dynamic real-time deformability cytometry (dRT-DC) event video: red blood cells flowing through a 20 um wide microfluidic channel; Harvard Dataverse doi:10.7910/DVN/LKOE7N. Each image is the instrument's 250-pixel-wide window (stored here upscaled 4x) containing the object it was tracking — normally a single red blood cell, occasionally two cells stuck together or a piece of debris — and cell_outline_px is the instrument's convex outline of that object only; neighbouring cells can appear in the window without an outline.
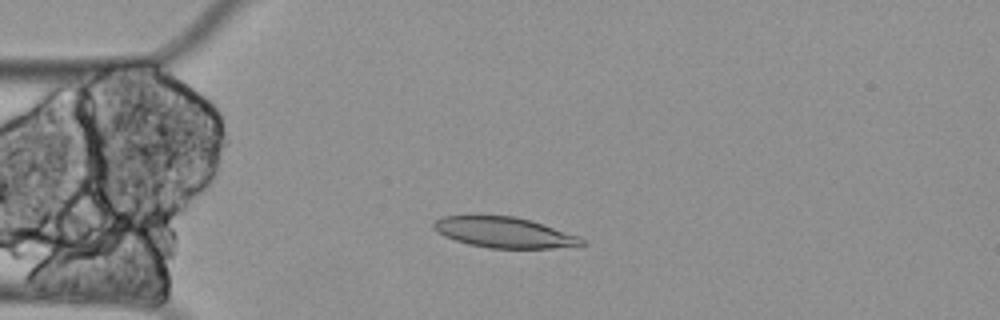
{"species": "Egyptian fruit bat (a non-hibernating species)", "species_latin": "Rousettus aegyptiacus", "temperature_condition": "cold", "stored_images_in_passage": 59, "camera_frame_rate_fps": 3000, "um_per_image_px": 0.085, "animal": {"sex": "female"}, "frame": {"image": 1, "passage_image": 13, "time_ms": 4.0, "image_size_px": [1000, 320], "cell_outline_px": [[588, 244], [552, 248], [488, 248], [468, 244], [444, 236], [436, 232], [432, 228], [432, 224], [436, 220], [444, 216], [512, 216], [532, 220], [580, 236]], "centroid_in_image_um": [42.87, 19.76], "position_along_channel_um": 42.1, "area_um2": 26.41}}
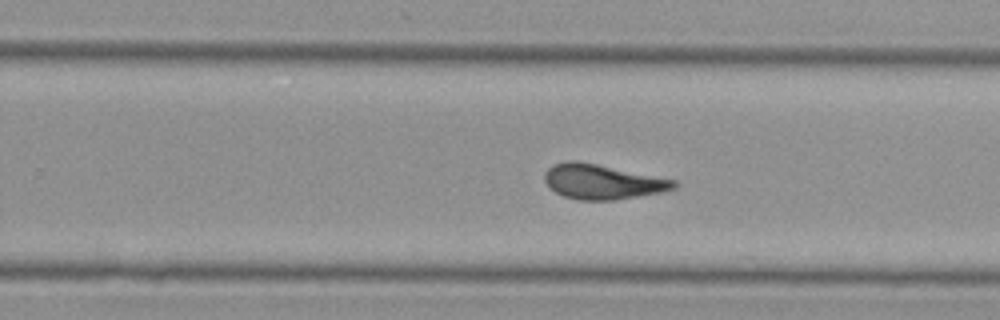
{"frame": {"image": 2, "passage_image": 36, "time_ms": 11.667, "image_size_px": [1000, 320], "cell_outline_px": [[680, 184], [676, 188], [664, 192], [612, 200], [576, 200], [564, 196], [556, 192], [544, 180], [544, 172], [552, 164], [564, 160], [576, 160], [676, 180]], "centroid_in_image_um": [51.21, 15.44], "position_along_channel_um": 278.6, "area_um2": 26.3}}
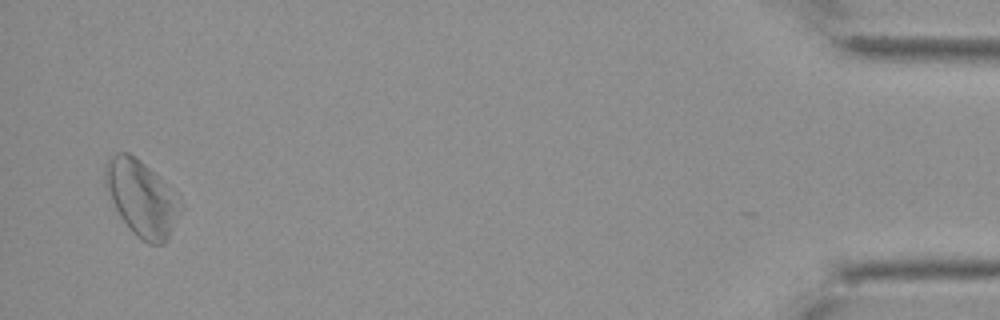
{"frame": {"image": 3, "passage_image": 57, "time_ms": 18.667, "image_size_px": [1000, 320], "cell_outline_px": [[184, 208], [164, 244], [148, 244], [136, 236], [132, 232], [120, 216], [104, 188], [104, 164], [116, 152], [128, 152], [136, 156], [180, 196], [184, 204]], "centroid_in_image_um": [12.05, 16.83], "position_along_channel_um": 423.2, "area_um2": 33.7}, "authors_computed_cell_mechanics": {"area_um2": 26.877, "velocity_mm_per_s": 3.2317, "shape_relaxation_time_tau1_ms": null, "shape_relaxation_time_tau2_ms": 7.445, "deformation_change_tau1": null, "deformation_change_tau2": 0.1055}}